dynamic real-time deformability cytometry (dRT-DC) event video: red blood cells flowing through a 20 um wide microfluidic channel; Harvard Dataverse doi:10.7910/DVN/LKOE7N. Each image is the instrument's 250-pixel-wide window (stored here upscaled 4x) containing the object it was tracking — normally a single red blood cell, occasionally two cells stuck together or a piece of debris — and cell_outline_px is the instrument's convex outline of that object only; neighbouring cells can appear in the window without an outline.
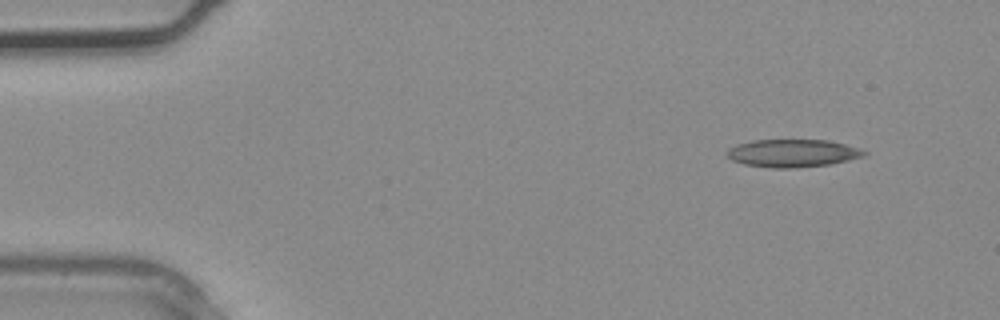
{"species": "common noctule bat (a hibernating species)", "species_latin": "Nyctalus noctula", "temperature_condition": "warm", "stored_images_in_passage": 5, "camera_frame_rate_fps": 3000, "um_per_image_px": 0.085, "animal": {"sex": "male", "body_mass_g": 20.4}, "frame": {"image": 1, "passage_image": 1, "time_ms": 0.0, "image_size_px": [1000, 320], "cell_outline_px": [[868, 152], [864, 156], [848, 160], [828, 164], [792, 168], [772, 168], [744, 164], [732, 160], [724, 152], [728, 148], [736, 144], [752, 140], [828, 140], [844, 144]], "centroid_in_image_um": [67.31, 13.01], "position_along_channel_um": 17.7, "area_um2": 22.08}}
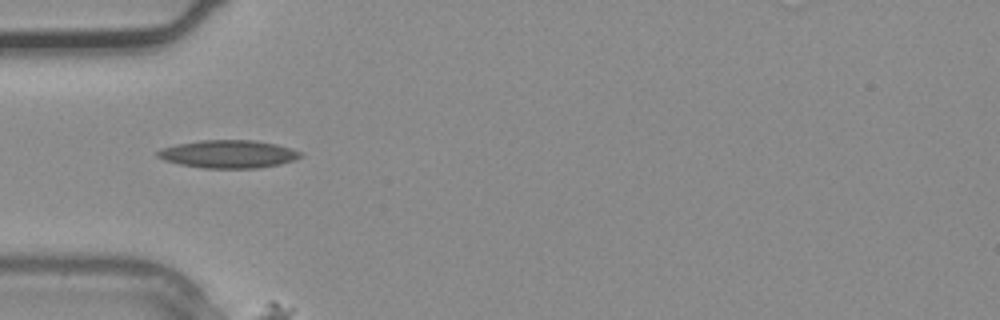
{"frame": {"image": 2, "passage_image": 3, "time_ms": 0.667, "image_size_px": [1000, 320], "cell_outline_px": [[304, 156], [280, 164], [256, 168], [204, 168], [180, 164], [164, 160], [156, 156], [156, 152], [160, 148], [176, 144], [200, 140], [256, 140], [276, 144], [304, 152]], "centroid_in_image_um": [19.41, 13.09], "position_along_channel_um": 65.6, "area_um2": 23.35}}